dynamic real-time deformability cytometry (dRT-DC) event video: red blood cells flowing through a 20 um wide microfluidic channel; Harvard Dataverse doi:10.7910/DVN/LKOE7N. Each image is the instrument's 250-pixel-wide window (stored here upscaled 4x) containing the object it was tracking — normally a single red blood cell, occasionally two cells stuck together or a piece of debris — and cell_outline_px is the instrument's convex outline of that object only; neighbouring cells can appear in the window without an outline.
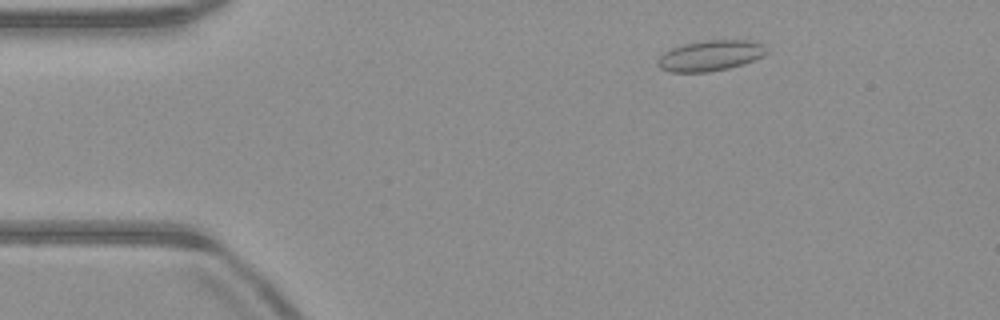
{"species": "common noctule bat (a hibernating species)", "species_latin": "Nyctalus noctula", "temperature_condition": "warm", "stored_images_in_passage": 50, "camera_frame_rate_fps": 3000, "um_per_image_px": 0.085, "animal": {"sex": "male", "body_mass_g": 23.1, "forearm_length_mm": 52.7}, "frame": {"image": 1, "passage_image": 7, "time_ms": 2.0, "image_size_px": [1000, 320], "cell_outline_px": [[768, 52], [764, 56], [728, 68], [708, 72], [672, 72], [660, 68], [656, 64], [660, 56], [664, 52], [672, 48], [684, 44], [708, 40], [748, 40], [764, 44]], "centroid_in_image_um": [60.38, 4.72], "position_along_channel_um": 24.6, "area_um2": 19.25}}
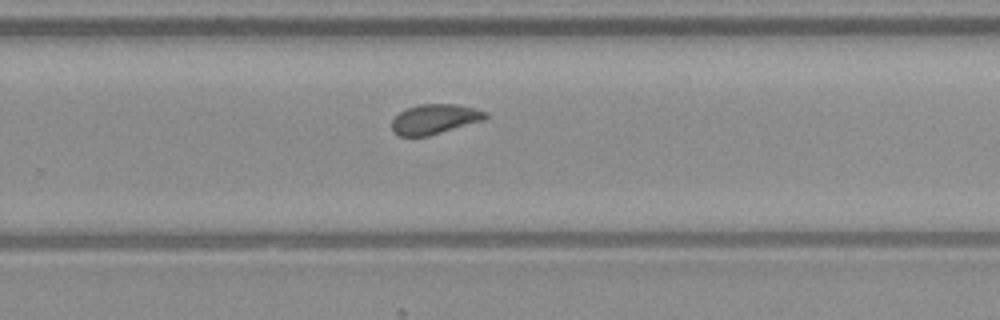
{"frame": {"image": 2, "passage_image": 32, "time_ms": 10.333, "image_size_px": [1000, 320], "cell_outline_px": [[488, 116], [484, 120], [428, 136], [400, 136], [392, 132], [392, 120], [400, 112], [408, 108], [420, 104], [456, 104], [476, 108], [488, 112]], "centroid_in_image_um": [36.97, 10.12], "position_along_channel_um": 292.8, "area_um2": 16.3}}
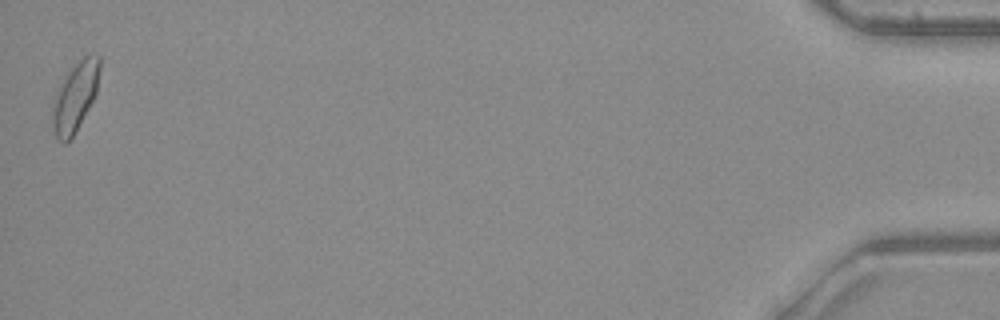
{"frame": {"image": 3, "passage_image": 50, "time_ms": 16.333, "image_size_px": [1000, 320], "cell_outline_px": [[100, 68], [96, 92], [92, 100], [72, 136], [64, 144], [56, 140], [52, 124], [52, 108], [60, 84], [68, 72], [84, 56], [100, 56]], "centroid_in_image_um": [6.36, 8.25], "position_along_channel_um": 428.8, "area_um2": 18.32}}